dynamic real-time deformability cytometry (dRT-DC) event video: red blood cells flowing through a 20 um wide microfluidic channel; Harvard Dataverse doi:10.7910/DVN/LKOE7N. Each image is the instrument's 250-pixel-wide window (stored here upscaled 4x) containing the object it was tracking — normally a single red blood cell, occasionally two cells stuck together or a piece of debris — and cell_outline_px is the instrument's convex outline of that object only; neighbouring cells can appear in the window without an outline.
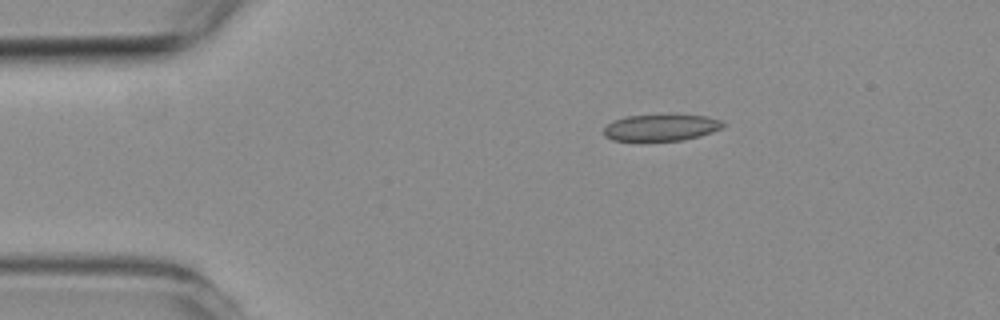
{"species": "common noctule bat (a hibernating species)", "species_latin": "Nyctalus noctula", "temperature_condition": "room temperature", "stored_images_in_passage": 2, "camera_frame_rate_fps": 3000, "um_per_image_px": 0.085, "animal": {"sex": "female", "body_mass_g": 19.3, "forearm_length_mm": 54.1}, "frame": {"image": 1, "passage_image": 2, "time_ms": 1.333, "image_size_px": [1000, 320], "cell_outline_px": [[724, 124], [720, 128], [712, 132], [700, 136], [684, 140], [612, 140], [604, 136], [604, 128], [612, 120], [624, 116], [668, 112], [672, 112], [708, 116], [720, 120]], "centroid_in_image_um": [56.19, 10.78], "position_along_channel_um": 28.8, "area_um2": 19.25}}